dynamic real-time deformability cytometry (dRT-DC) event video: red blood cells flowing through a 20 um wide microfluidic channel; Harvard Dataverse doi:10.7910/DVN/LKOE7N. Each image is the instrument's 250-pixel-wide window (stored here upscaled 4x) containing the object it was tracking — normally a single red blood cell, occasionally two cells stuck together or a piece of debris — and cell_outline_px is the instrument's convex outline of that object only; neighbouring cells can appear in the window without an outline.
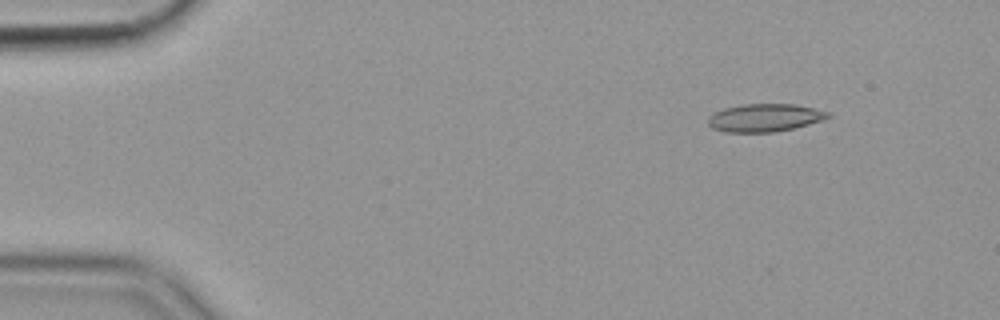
{"species": "common noctule bat (a hibernating species)", "species_latin": "Nyctalus noctula", "temperature_condition": "cold", "stored_images_in_passage": 51, "camera_frame_rate_fps": 3000, "um_per_image_px": 0.085, "animal": {"sex": "female", "body_mass_g": 19.9}, "frame": {"image": 1, "passage_image": 1, "time_ms": 0.0, "image_size_px": [1000, 320], "cell_outline_px": [[832, 116], [808, 124], [776, 132], [724, 132], [712, 128], [708, 124], [708, 116], [724, 108], [744, 104], [792, 104], [832, 112]], "centroid_in_image_um": [64.98, 10.01], "position_along_channel_um": 20.0, "area_um2": 19.36}}
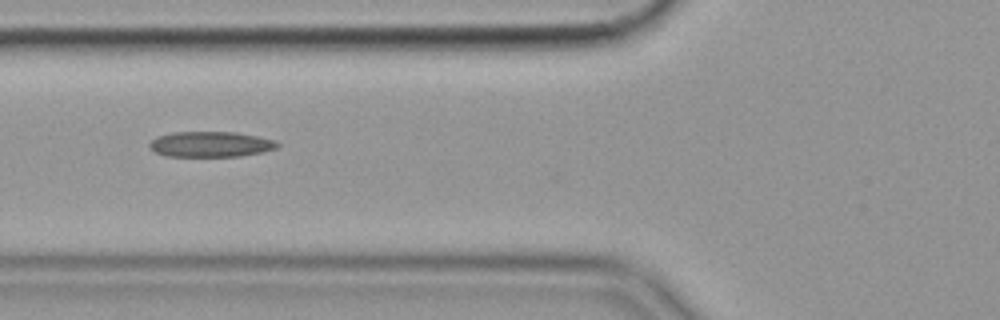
{"frame": {"image": 2, "passage_image": 16, "time_ms": 5.0, "image_size_px": [1000, 320], "cell_outline_px": [[280, 144], [276, 148], [260, 152], [240, 156], [168, 156], [156, 152], [148, 148], [148, 144], [156, 136], [172, 132], [236, 132], [276, 140]], "centroid_in_image_um": [17.87, 12.25], "position_along_channel_um": 107.9, "area_um2": 18.96}}
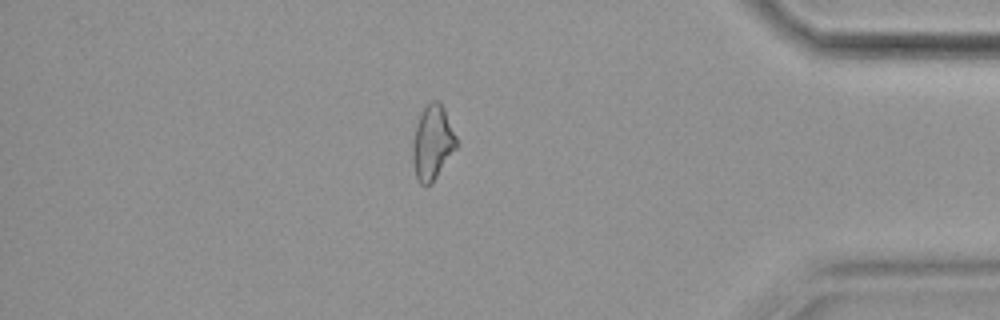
{"frame": {"image": 3, "passage_image": 43, "time_ms": 14.0, "image_size_px": [1000, 320], "cell_outline_px": [[456, 148], [432, 184], [420, 184], [416, 176], [412, 160], [412, 144], [416, 124], [420, 112], [432, 100], [440, 100], [444, 108], [456, 136]], "centroid_in_image_um": [36.74, 12.11], "position_along_channel_um": 398.5, "area_um2": 18.96}, "authors_computed_cell_mechanics": {"area_um2": 18.9584, "velocity_mm_per_s": 3.5826, "shape_relaxation_time_tau1_ms": 5.878, "shape_relaxation_time_tau2_ms": 4.5144, "deformation_change_tau1": 0.1414, "deformation_change_tau2": 0.1513}}